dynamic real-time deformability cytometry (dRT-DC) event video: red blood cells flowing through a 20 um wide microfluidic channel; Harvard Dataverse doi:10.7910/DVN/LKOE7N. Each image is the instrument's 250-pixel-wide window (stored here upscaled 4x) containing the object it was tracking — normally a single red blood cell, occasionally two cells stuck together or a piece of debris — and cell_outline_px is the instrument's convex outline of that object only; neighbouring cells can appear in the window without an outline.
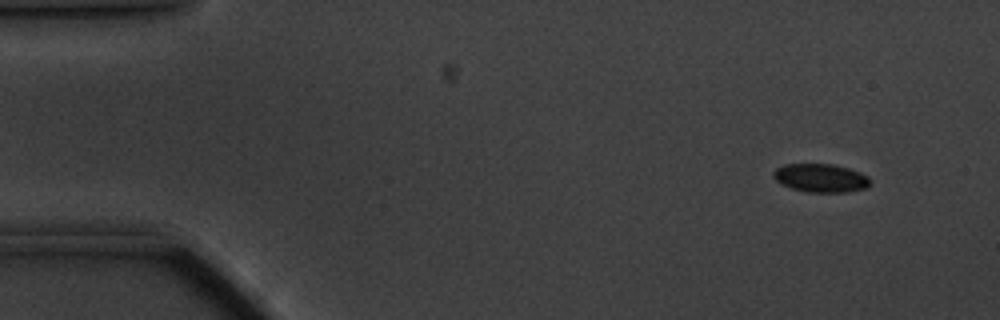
{"species": "common noctule bat (a hibernating species)", "species_latin": "Nyctalus noctula", "temperature_condition": "cold", "stored_images_in_passage": 57, "camera_frame_rate_fps": 3000, "um_per_image_px": 0.085, "animal": {"sex": "male", "body_mass_g": 20.1, "forearm_length_mm": 53.5}, "frame": {"image": 1, "passage_image": 4, "time_ms": 1.0, "image_size_px": [1000, 320], "cell_outline_px": [[868, 184], [864, 188], [848, 192], [808, 192], [792, 188], [780, 184], [772, 176], [772, 172], [776, 168], [784, 164], [832, 164], [848, 168], [860, 172], [868, 176]], "centroid_in_image_um": [69.71, 15.12], "position_along_channel_um": 15.3, "area_um2": 15.95}}
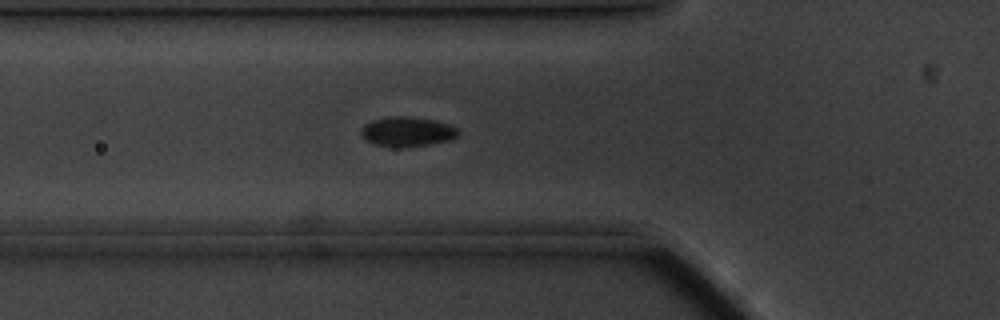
{"frame": {"image": 2, "passage_image": 19, "time_ms": 6.0, "image_size_px": [1000, 320], "cell_outline_px": [[460, 132], [452, 140], [432, 144], [376, 144], [360, 136], [360, 128], [364, 124], [372, 120], [392, 116], [404, 116], [432, 120], [448, 124], [456, 128]], "centroid_in_image_um": [34.62, 11.14], "position_along_channel_um": 91.2, "area_um2": 16.01}}
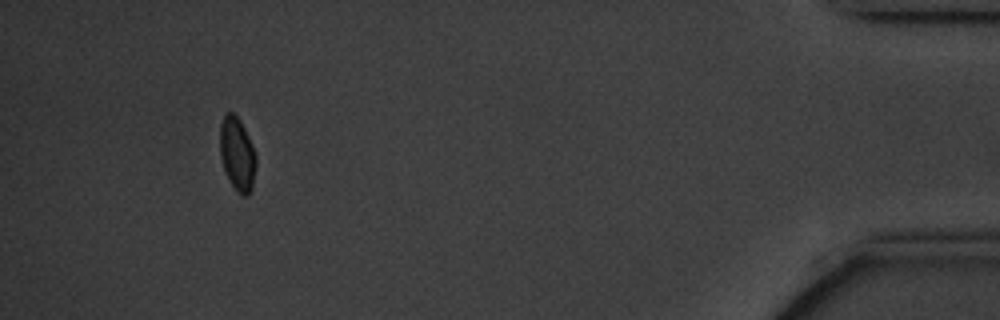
{"frame": {"image": 3, "passage_image": 53, "time_ms": 17.333, "image_size_px": [1000, 320], "cell_outline_px": [[256, 164], [252, 188], [248, 196], [240, 196], [232, 184], [224, 168], [220, 156], [220, 124], [224, 116], [228, 112], [232, 112], [240, 120], [252, 144], [256, 156]], "centroid_in_image_um": [20.17, 13.1], "position_along_channel_um": 415.0, "area_um2": 15.32}}